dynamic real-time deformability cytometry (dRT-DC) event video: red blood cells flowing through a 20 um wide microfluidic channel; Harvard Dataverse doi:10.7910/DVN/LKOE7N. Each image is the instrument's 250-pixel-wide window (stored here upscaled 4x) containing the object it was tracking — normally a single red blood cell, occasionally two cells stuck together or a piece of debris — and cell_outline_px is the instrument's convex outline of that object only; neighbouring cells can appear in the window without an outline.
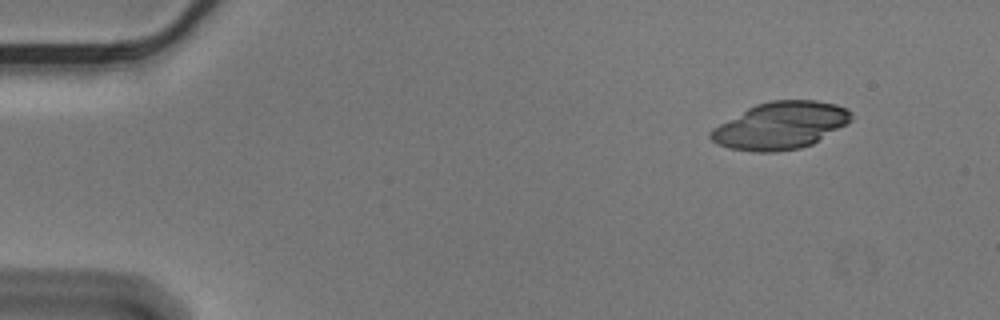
{"species": "Egyptian fruit bat (a non-hibernating species)", "species_latin": "Rousettus aegyptiacus", "temperature_condition": "cold", "stored_images_in_passage": 13, "camera_frame_rate_fps": 3000, "um_per_image_px": 0.085, "animal": {"sex": "male"}, "frame": {"image": 1, "passage_image": 1, "time_ms": 0.0, "image_size_px": [1000, 320], "cell_outline_px": [[852, 120], [848, 124], [812, 144], [800, 148], [776, 152], [752, 152], [728, 148], [716, 144], [708, 136], [708, 132], [712, 128], [748, 108], [756, 104], [772, 100], [816, 100], [836, 104], [848, 108], [852, 112]], "centroid_in_image_um": [66.35, 10.68], "position_along_channel_um": 18.7, "area_um2": 38.9}}